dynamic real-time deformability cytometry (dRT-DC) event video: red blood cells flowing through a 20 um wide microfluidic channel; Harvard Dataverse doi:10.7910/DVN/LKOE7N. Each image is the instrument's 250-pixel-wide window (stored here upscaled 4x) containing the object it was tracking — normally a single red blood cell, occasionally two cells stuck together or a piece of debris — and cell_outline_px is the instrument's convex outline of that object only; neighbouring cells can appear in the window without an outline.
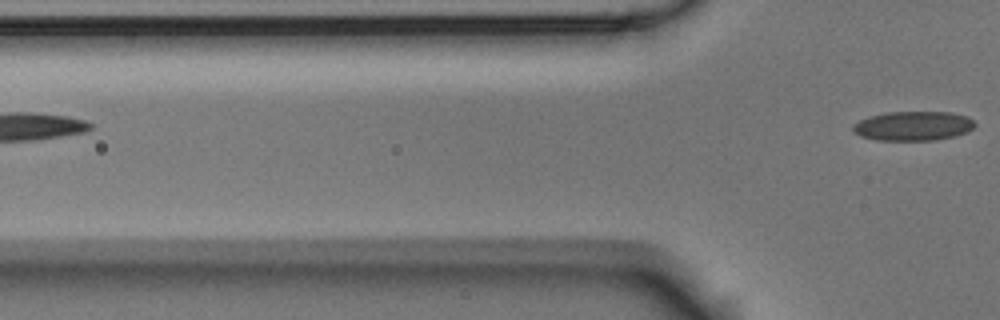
{"species": "Egyptian fruit bat (a non-hibernating species)", "species_latin": "Rousettus aegyptiacus", "temperature_condition": "room temperature", "stored_images_in_passage": 3, "camera_frame_rate_fps": 3000, "um_per_image_px": 0.085, "animal": {"sex": "male"}, "frame": {"image": 1, "passage_image": 3, "time_ms": 3.333, "image_size_px": [1000, 320], "cell_outline_px": [[976, 124], [968, 132], [956, 136], [932, 140], [876, 140], [860, 136], [852, 128], [860, 120], [872, 116], [888, 112], [952, 112], [968, 116]], "centroid_in_image_um": [77.68, 10.7], "position_along_channel_um": 48.1, "area_um2": 20.69}}